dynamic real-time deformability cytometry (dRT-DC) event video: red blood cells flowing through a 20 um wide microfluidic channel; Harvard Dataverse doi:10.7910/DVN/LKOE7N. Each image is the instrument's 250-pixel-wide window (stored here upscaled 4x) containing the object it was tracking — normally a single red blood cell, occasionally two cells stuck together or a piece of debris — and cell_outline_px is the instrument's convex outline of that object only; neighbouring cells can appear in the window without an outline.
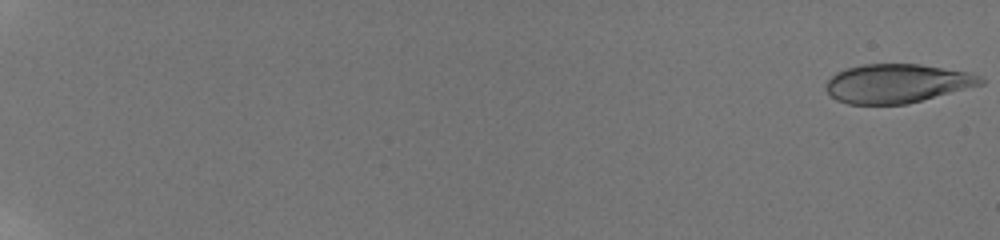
{"species": "human", "species_latin": "Homo sapiens", "temperature_condition": "room temperature", "stored_images_in_passage": 31, "camera_frame_rate_fps": 3000, "um_per_image_px": 0.085, "donor": {"sex": "male"}, "frame": {"image": 1, "passage_image": 1, "time_ms": 0.0, "image_size_px": [1000, 240], "cell_outline_px": [[984, 84], [908, 104], [848, 104], [836, 100], [828, 92], [828, 80], [836, 72], [844, 68], [864, 64], [920, 64], [968, 72], [980, 76], [984, 80]], "centroid_in_image_um": [76.27, 7.09], "position_along_channel_um": 8.7, "area_um2": 34.97}}
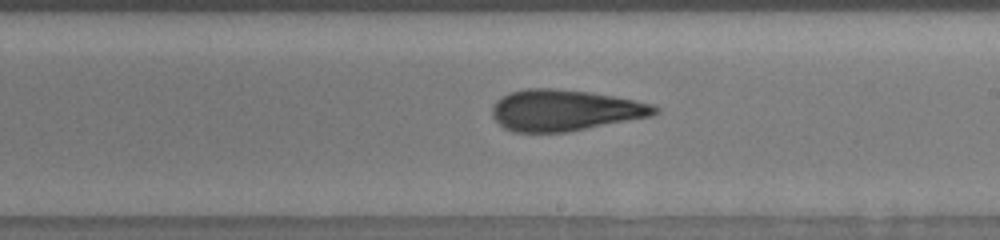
{"frame": {"image": 2, "passage_image": 24, "time_ms": 12.667, "image_size_px": [1000, 240], "cell_outline_px": [[660, 112], [652, 116], [568, 132], [512, 132], [504, 128], [492, 116], [492, 108], [496, 100], [508, 92], [524, 88], [556, 88], [588, 92], [636, 100], [656, 104], [660, 108]], "centroid_in_image_um": [48.03, 9.37], "position_along_channel_um": 241.0, "area_um2": 39.36}}
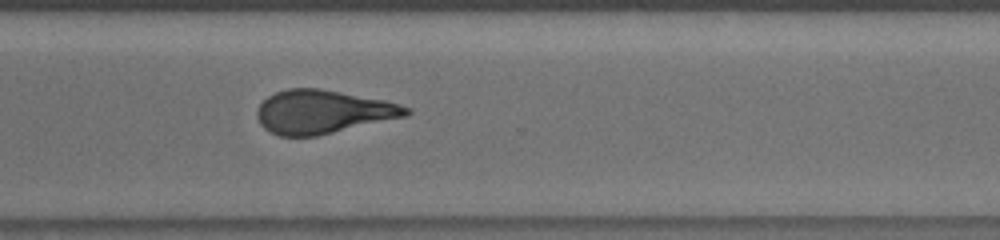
{"frame": {"image": 3, "passage_image": 31, "time_ms": 15.333, "image_size_px": [1000, 240], "cell_outline_px": [[412, 112], [408, 116], [316, 136], [280, 136], [264, 128], [260, 124], [256, 116], [256, 112], [260, 104], [268, 96], [276, 92], [288, 88], [320, 88], [384, 100], [400, 104], [412, 108]], "centroid_in_image_um": [27.46, 9.5], "position_along_channel_um": 343.1, "area_um2": 37.86}}